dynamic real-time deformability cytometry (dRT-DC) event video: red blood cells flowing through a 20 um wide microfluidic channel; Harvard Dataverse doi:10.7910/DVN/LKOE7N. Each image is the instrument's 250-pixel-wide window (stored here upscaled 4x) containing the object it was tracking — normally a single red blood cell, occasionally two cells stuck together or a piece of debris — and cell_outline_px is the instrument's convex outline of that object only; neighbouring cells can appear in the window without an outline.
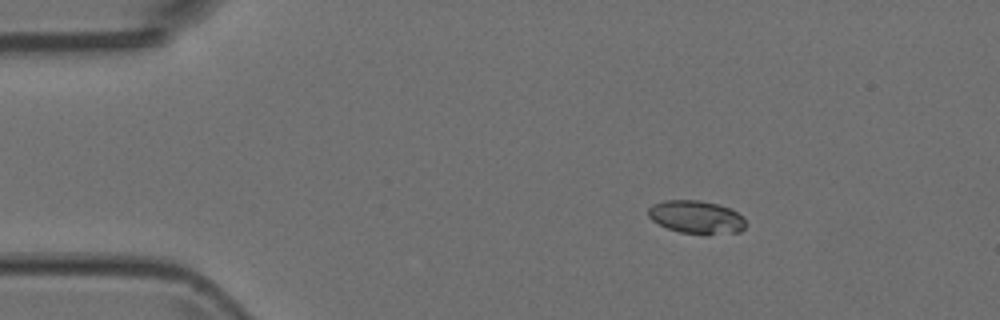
{"species": "Egyptian fruit bat (a non-hibernating species)", "species_latin": "Rousettus aegyptiacus", "temperature_condition": "room temperature", "stored_images_in_passage": 4, "camera_frame_rate_fps": 3000, "um_per_image_px": 0.085, "animal": {"sex": "female"}, "frame": {"image": 1, "passage_image": 2, "time_ms": 0.333, "image_size_px": [1000, 320], "cell_outline_px": [[744, 228], [740, 232], [708, 236], [704, 236], [680, 232], [668, 228], [652, 220], [648, 216], [648, 208], [652, 204], [664, 200], [700, 200], [716, 204], [728, 208], [744, 216]], "centroid_in_image_um": [59.19, 18.48], "position_along_channel_um": 25.8, "area_um2": 19.07}}